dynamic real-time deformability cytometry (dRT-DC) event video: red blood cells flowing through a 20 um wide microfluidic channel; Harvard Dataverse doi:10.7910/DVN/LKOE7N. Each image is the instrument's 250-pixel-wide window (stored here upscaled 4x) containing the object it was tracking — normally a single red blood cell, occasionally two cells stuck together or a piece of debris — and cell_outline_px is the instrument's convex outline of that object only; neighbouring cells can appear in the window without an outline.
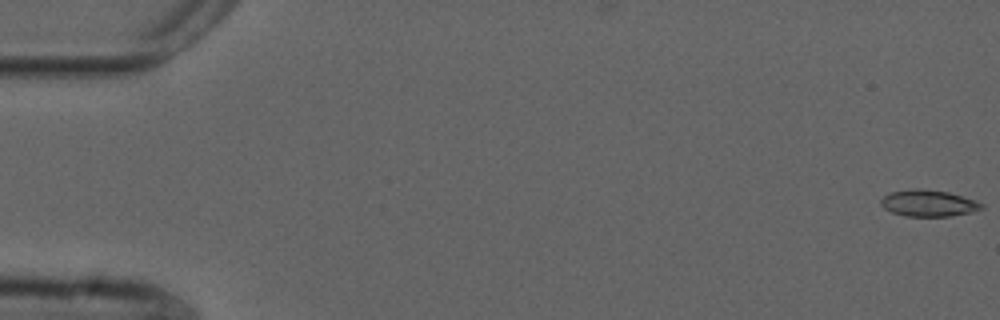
{"species": "common noctule bat (a hibernating species)", "species_latin": "Nyctalus noctula", "temperature_condition": "cold", "stored_images_in_passage": 55, "camera_frame_rate_fps": 3000, "um_per_image_px": 0.085, "animal": {"sex": "male", "forearm_length_mm": 52.5}, "frame": {"image": 1, "passage_image": 1, "time_ms": 0.0, "image_size_px": [1000, 320], "cell_outline_px": [[984, 208], [972, 212], [952, 216], [904, 216], [892, 212], [884, 208], [880, 204], [880, 200], [888, 192], [912, 188], [920, 188], [948, 192], [976, 200], [984, 204]], "centroid_in_image_um": [78.91, 17.26], "position_along_channel_um": 6.1, "area_um2": 15.78}}
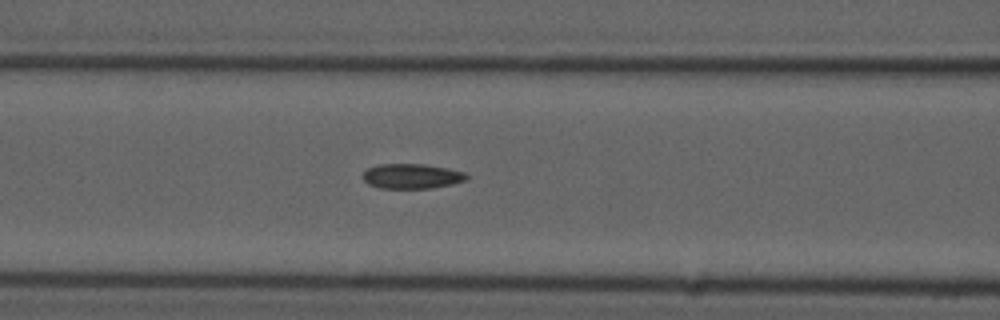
{"frame": {"image": 2, "passage_image": 23, "time_ms": 7.333, "image_size_px": [1000, 320], "cell_outline_px": [[468, 176], [464, 180], [452, 184], [432, 188], [380, 188], [368, 184], [364, 180], [364, 172], [368, 168], [380, 164], [424, 164], [448, 168], [464, 172]], "centroid_in_image_um": [35.0, 14.97], "position_along_channel_um": 131.6, "area_um2": 14.91}}
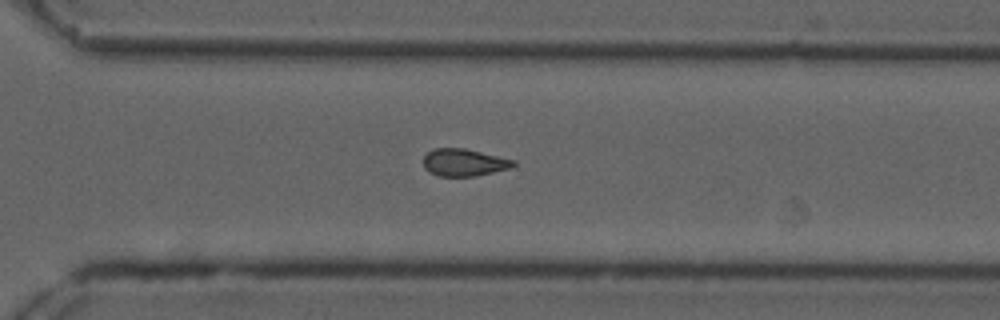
{"frame": {"image": 3, "passage_image": 39, "time_ms": 12.667, "image_size_px": [1000, 320], "cell_outline_px": [[516, 164], [512, 168], [476, 176], [436, 176], [428, 172], [424, 168], [424, 156], [432, 148], [464, 148], [516, 160]], "centroid_in_image_um": [39.44, 13.81], "position_along_channel_um": 331.2, "area_um2": 14.51}}